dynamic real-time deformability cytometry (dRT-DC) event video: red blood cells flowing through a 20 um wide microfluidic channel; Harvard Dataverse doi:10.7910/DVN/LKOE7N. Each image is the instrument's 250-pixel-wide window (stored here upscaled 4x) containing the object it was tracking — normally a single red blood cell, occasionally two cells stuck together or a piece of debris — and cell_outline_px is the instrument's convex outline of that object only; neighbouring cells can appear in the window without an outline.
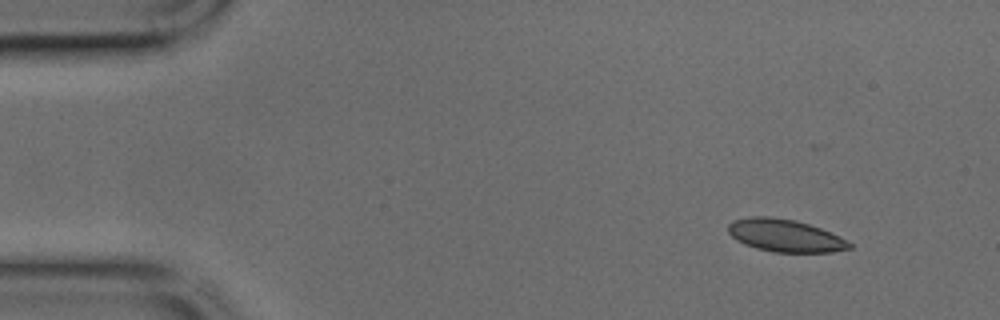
{"species": "common noctule bat (a hibernating species)", "species_latin": "Nyctalus noctula", "temperature_condition": "cold", "stored_images_in_passage": 41, "camera_frame_rate_fps": 3000, "um_per_image_px": 0.085, "animal": {"sex": "male", "body_mass_g": 17.9, "forearm_length_mm": 54.2}, "frame": {"image": 1, "passage_image": 1, "time_ms": 0.0, "image_size_px": [1000, 320], "cell_outline_px": [[852, 248], [832, 252], [776, 252], [756, 248], [744, 244], [736, 240], [728, 232], [728, 224], [732, 220], [752, 216], [768, 216], [796, 220], [820, 228], [840, 236], [852, 244]], "centroid_in_image_um": [66.72, 20.02], "position_along_channel_um": 18.3, "area_um2": 23.0}}
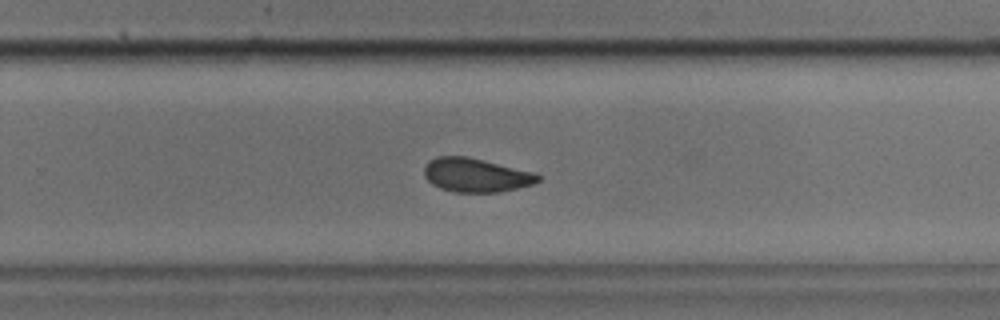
{"frame": {"image": 2, "passage_image": 25, "time_ms": 8.0, "image_size_px": [1000, 320], "cell_outline_px": [[540, 180], [532, 184], [500, 192], [452, 192], [440, 188], [432, 184], [424, 176], [424, 168], [428, 160], [436, 156], [468, 156], [536, 172], [540, 176]], "centroid_in_image_um": [40.44, 14.87], "position_along_channel_um": 289.4, "area_um2": 22.66}}
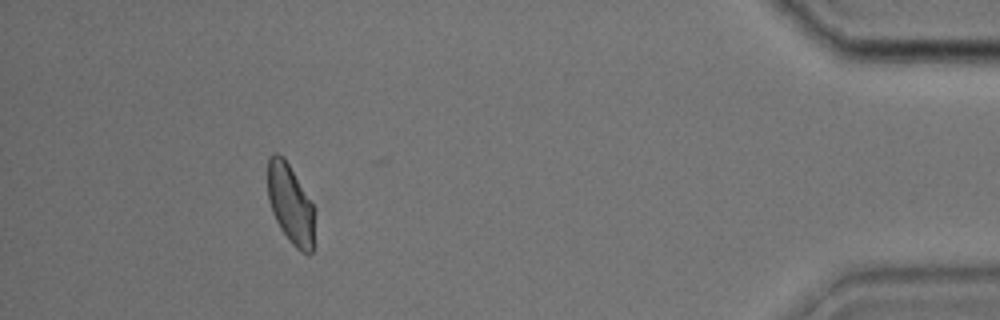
{"frame": {"image": 3, "passage_image": 37, "time_ms": 12.0, "image_size_px": [1000, 320], "cell_outline_px": [[316, 208], [312, 252], [308, 256], [300, 252], [292, 244], [280, 228], [272, 212], [268, 200], [268, 156], [276, 152], [284, 156]], "centroid_in_image_um": [24.72, 17.35], "position_along_channel_um": 410.5, "area_um2": 22.25}}